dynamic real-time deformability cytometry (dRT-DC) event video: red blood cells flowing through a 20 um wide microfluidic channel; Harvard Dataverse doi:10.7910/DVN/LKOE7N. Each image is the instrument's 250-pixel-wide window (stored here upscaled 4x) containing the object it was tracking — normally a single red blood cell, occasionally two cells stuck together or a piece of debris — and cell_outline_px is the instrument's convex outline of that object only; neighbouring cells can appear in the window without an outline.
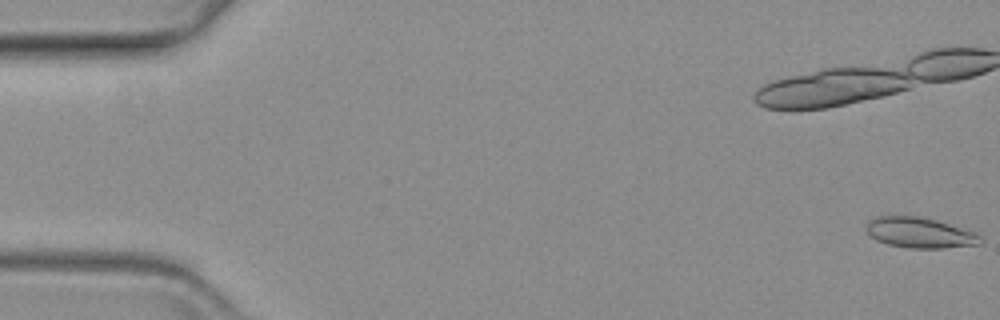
{"species": "common noctule bat (a hibernating species)", "species_latin": "Nyctalus noctula", "temperature_condition": "warm", "stored_images_in_passage": 61, "camera_frame_rate_fps": 3000, "um_per_image_px": 0.085, "animal": {"sex": "female", "body_mass_g": 19.3, "forearm_length_mm": 54.1}, "frame": {"image": 1, "passage_image": 1, "time_ms": 0.0, "image_size_px": [1000, 320], "cell_outline_px": [[984, 240], [980, 244], [944, 248], [908, 248], [888, 244], [876, 240], [864, 228], [868, 220], [876, 216], [924, 216], [976, 232]], "centroid_in_image_um": [78.19, 19.77], "position_along_channel_um": 6.8, "area_um2": 20.52}}